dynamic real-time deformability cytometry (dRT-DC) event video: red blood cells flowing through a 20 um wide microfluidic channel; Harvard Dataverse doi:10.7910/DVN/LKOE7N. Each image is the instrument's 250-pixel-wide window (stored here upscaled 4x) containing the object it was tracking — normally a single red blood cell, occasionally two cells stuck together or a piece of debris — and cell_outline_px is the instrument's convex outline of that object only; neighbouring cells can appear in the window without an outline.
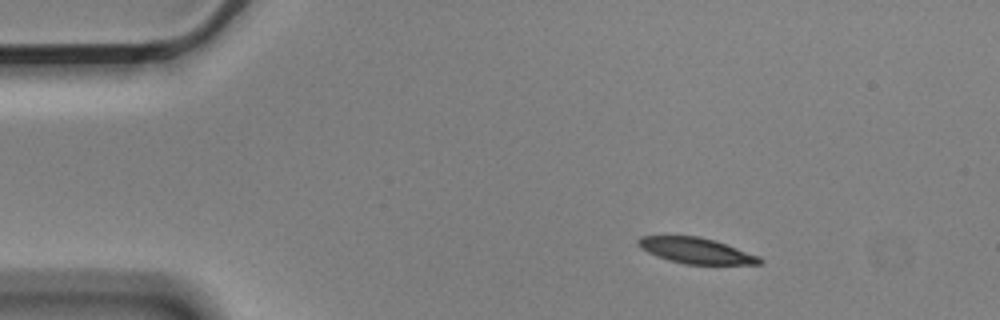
{"species": "Egyptian fruit bat (a non-hibernating species)", "species_latin": "Rousettus aegyptiacus", "temperature_condition": "cold", "stored_images_in_passage": 5, "segment_of_instrument_passage": [1, 2], "camera_frame_rate_fps": 3000, "um_per_image_px": 0.085, "animal": {"sex": "male"}, "frame": {"image": 1, "passage_image": 2, "time_ms": 0.333, "image_size_px": [1000, 320], "cell_outline_px": [[764, 264], [684, 264], [648, 252], [640, 248], [636, 244], [636, 240], [640, 236], [696, 236], [716, 240], [760, 256], [764, 260]], "centroid_in_image_um": [59.21, 21.29], "position_along_channel_um": 25.8, "area_um2": 18.21}}